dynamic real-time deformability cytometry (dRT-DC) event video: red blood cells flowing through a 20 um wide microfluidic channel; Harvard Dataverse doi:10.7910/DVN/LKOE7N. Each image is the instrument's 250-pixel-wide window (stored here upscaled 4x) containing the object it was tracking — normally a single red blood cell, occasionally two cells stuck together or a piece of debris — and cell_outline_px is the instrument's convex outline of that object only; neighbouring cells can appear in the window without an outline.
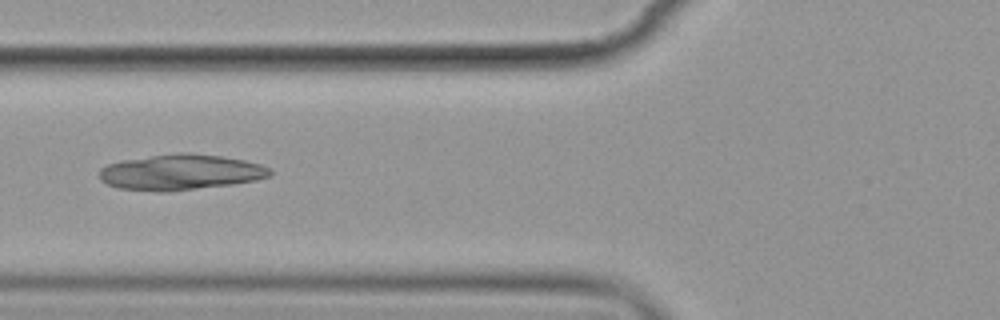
{"species": "common noctule bat (a hibernating species)", "species_latin": "Nyctalus noctula", "temperature_condition": "cold", "stored_images_in_passage": 10, "segment_of_instrument_passage": [1, 2], "camera_frame_rate_fps": 3000, "um_per_image_px": 0.085, "animal": {"sex": "female", "body_mass_g": 19.9}, "frame": {"image": 1, "passage_image": 5, "time_ms": 5.667, "image_size_px": [1000, 320], "cell_outline_px": [[272, 176], [256, 180], [232, 184], [168, 192], [156, 192], [120, 188], [108, 184], [100, 180], [100, 168], [108, 164], [120, 160], [180, 152], [188, 152], [220, 156], [244, 160], [260, 164], [272, 168]], "centroid_in_image_um": [15.37, 14.64], "position_along_channel_um": 110.4, "area_um2": 35.6}}
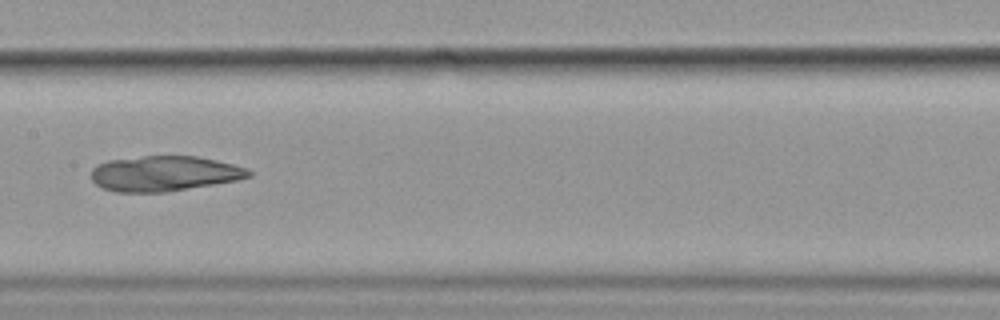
{"frame": {"image": 2, "passage_image": 7, "time_ms": 8.0, "image_size_px": [1000, 320], "cell_outline_px": [[252, 176], [236, 180], [164, 192], [116, 192], [104, 188], [96, 184], [92, 180], [92, 168], [96, 164], [108, 160], [144, 156], [196, 156], [216, 160], [248, 168], [252, 172]], "centroid_in_image_um": [13.95, 14.74], "position_along_channel_um": 193.5, "area_um2": 32.19}}
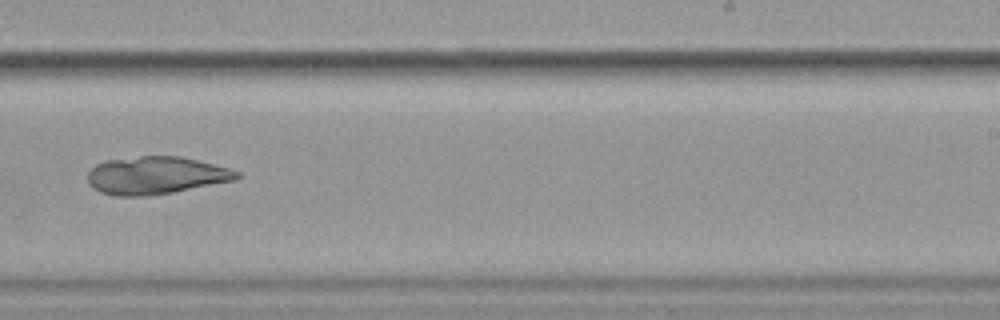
{"frame": {"image": 3, "passage_image": 9, "time_ms": 10.333, "image_size_px": [1000, 320], "cell_outline_px": [[240, 176], [236, 180], [172, 192], [148, 196], [116, 196], [100, 192], [92, 188], [88, 184], [88, 172], [96, 164], [108, 160], [140, 156], [180, 156], [228, 168], [240, 172]], "centroid_in_image_um": [13.22, 14.91], "position_along_channel_um": 275.8, "area_um2": 32.6}}